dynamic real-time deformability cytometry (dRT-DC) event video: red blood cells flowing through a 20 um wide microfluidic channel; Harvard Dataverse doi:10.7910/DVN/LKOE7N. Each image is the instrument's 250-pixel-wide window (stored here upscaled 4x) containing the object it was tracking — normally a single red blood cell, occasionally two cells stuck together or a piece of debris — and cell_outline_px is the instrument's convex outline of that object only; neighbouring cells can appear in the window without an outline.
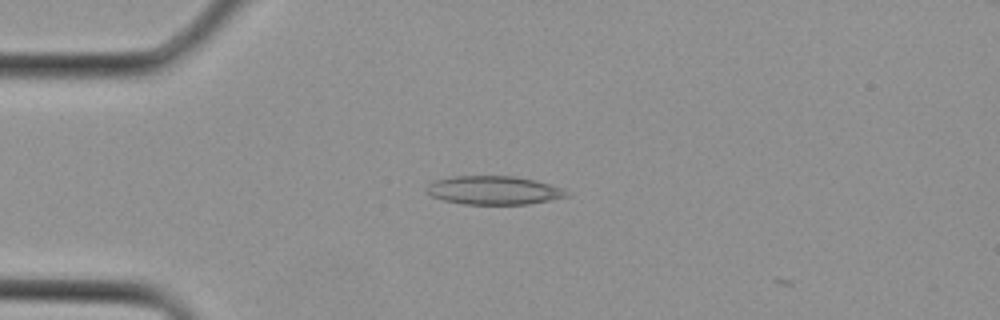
{"species": "Egyptian fruit bat (a non-hibernating species)", "species_latin": "Rousettus aegyptiacus", "temperature_condition": "cold", "stored_images_in_passage": 1, "camera_frame_rate_fps": 3000, "um_per_image_px": 0.085, "animal": {"sex": "female"}, "frame": {"image": 1, "passage_image": 1, "time_ms": 0.0, "image_size_px": [1000, 320], "cell_outline_px": [[572, 196], [528, 204], [464, 204], [444, 200], [432, 196], [424, 192], [428, 184], [436, 180], [452, 176], [516, 176], [564, 188], [572, 192]], "centroid_in_image_um": [42.01, 16.18], "position_along_channel_um": 43.0, "area_um2": 23.47}}